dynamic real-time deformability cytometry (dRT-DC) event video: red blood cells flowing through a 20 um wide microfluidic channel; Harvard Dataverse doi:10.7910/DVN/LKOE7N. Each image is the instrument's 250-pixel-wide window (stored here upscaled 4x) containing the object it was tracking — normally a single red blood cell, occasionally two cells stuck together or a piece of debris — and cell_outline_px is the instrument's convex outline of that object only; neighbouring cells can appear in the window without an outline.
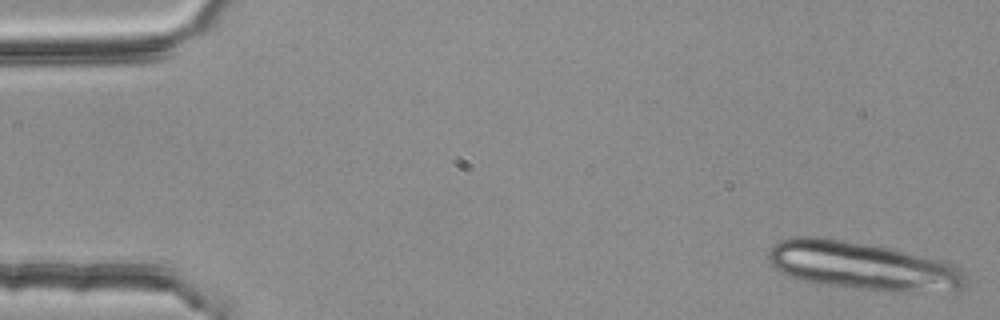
{"species": "common noctule bat (a hibernating species)", "species_latin": "Nyctalus noctula", "temperature_condition": "room temperature", "stored_images_in_passage": 15, "camera_frame_rate_fps": 3000, "um_per_image_px": 0.085, "animal": {"sex": "female", "body_mass_g": 25.1}, "frame": {"image": 1, "passage_image": 1, "time_ms": 0.0, "image_size_px": [1000, 320], "cell_outline_px": [[964, 288], [952, 292], [896, 292], [860, 288], [828, 284], [800, 280], [788, 276], [780, 272], [768, 260], [768, 252], [772, 244], [780, 240], [792, 236], [824, 236], [872, 244], [944, 260], [956, 264], [964, 272]], "centroid_in_image_um": [73.35, 22.58], "position_along_channel_um": 11.6, "area_um2": 56.01}}